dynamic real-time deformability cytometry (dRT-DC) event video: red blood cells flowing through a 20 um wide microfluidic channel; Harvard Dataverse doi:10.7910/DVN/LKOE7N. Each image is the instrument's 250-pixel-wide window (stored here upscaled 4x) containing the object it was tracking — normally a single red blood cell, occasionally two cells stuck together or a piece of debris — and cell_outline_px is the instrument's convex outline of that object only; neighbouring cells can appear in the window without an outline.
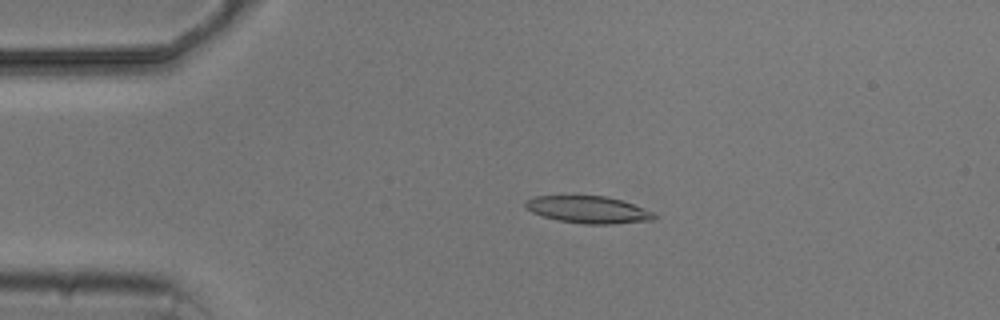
{"species": "common noctule bat (a hibernating species)", "species_latin": "Nyctalus noctula", "temperature_condition": "cold", "stored_images_in_passage": 3, "camera_frame_rate_fps": 3000, "um_per_image_px": 0.085, "animal": {"sex": "male", "body_mass_g": 20.5, "forearm_length_mm": 52.5}, "frame": {"image": 1, "passage_image": 2, "time_ms": 1.333, "image_size_px": [1000, 320], "cell_outline_px": [[656, 216], [652, 220], [612, 224], [584, 224], [560, 220], [544, 216], [532, 212], [524, 208], [524, 204], [528, 200], [536, 196], [604, 196], [620, 200], [632, 204], [652, 212]], "centroid_in_image_um": [49.97, 17.82], "position_along_channel_um": 35.0, "area_um2": 19.94}}